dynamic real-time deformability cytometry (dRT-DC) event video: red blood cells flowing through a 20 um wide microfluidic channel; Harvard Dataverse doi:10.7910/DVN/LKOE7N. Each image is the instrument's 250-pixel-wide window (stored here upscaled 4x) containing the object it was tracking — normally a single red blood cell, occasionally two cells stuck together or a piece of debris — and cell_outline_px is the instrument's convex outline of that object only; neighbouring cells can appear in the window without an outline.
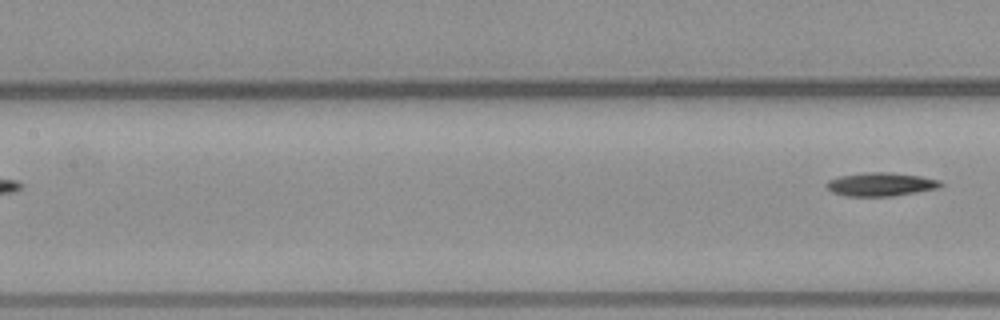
{"species": "common noctule bat (a hibernating species)", "species_latin": "Nyctalus noctula", "temperature_condition": "warm", "stored_images_in_passage": 8, "segment_of_instrument_passage": [2, 2], "camera_frame_rate_fps": 3000, "um_per_image_px": 0.085, "animal": {"sex": "male", "body_mass_g": 23.1, "forearm_length_mm": 52.7}, "frame": {"image": 1, "passage_image": 8, "time_ms": 8.333, "image_size_px": [1000, 320], "cell_outline_px": [[944, 184], [940, 188], [892, 196], [844, 196], [832, 192], [824, 184], [828, 180], [840, 176], [864, 172], [884, 172], [920, 176], [940, 180]], "centroid_in_image_um": [74.86, 15.67], "position_along_channel_um": 132.5, "area_um2": 15.66}}